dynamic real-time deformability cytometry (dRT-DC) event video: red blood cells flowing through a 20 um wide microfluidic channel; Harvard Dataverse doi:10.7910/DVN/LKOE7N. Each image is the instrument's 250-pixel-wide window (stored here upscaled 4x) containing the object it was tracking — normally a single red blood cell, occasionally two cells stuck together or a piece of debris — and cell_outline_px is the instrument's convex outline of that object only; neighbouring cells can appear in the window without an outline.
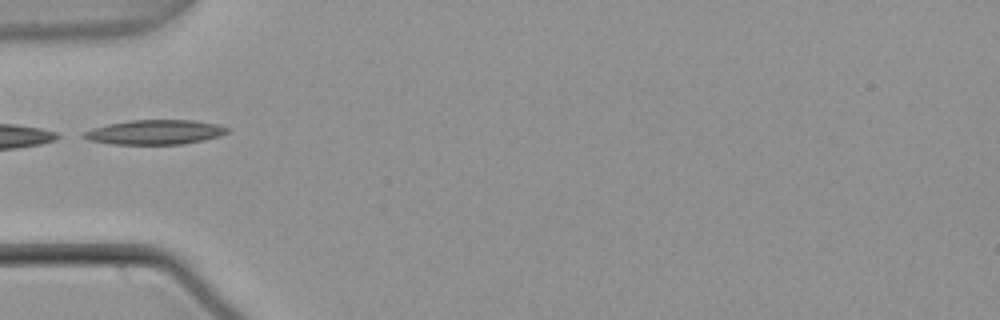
{"species": "common noctule bat (a hibernating species)", "species_latin": "Nyctalus noctula", "temperature_condition": "warm", "stored_images_in_passage": 4, "camera_frame_rate_fps": 3000, "um_per_image_px": 0.085, "animal": {"sex": "male", "body_mass_g": 21.5, "forearm_length_mm": 52.0}, "frame": {"image": 1, "passage_image": 1, "time_ms": 0.0, "image_size_px": [1000, 320], "cell_outline_px": [[228, 132], [220, 136], [204, 140], [184, 144], [112, 144], [88, 140], [80, 136], [84, 132], [92, 128], [108, 124], [128, 120], [192, 120], [216, 124], [228, 128]], "centroid_in_image_um": [13.14, 11.23], "position_along_channel_um": 71.9, "area_um2": 20.58}}